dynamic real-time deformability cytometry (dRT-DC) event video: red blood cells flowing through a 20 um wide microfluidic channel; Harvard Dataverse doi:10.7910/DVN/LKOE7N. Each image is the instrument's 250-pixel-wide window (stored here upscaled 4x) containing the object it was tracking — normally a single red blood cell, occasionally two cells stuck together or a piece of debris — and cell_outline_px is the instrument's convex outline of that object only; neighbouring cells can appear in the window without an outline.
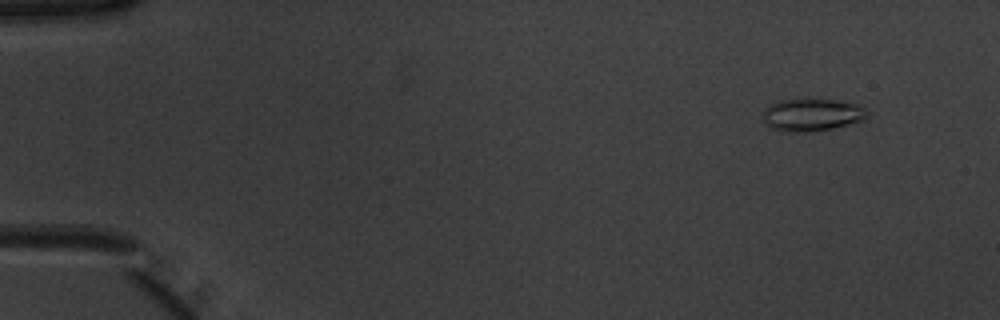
{"species": "common noctule bat (a hibernating species)", "species_latin": "Nyctalus noctula", "temperature_condition": "warm", "stored_images_in_passage": 51, "camera_frame_rate_fps": 3000, "um_per_image_px": 0.085, "animal": {"sex": "male", "body_mass_g": 20.1, "forearm_length_mm": 53.5}, "frame": {"image": 1, "passage_image": 4, "time_ms": 1.0, "image_size_px": [1000, 320], "cell_outline_px": [[868, 116], [864, 120], [832, 128], [804, 132], [788, 132], [772, 128], [764, 120], [764, 108], [768, 104], [776, 100], [836, 100], [856, 104], [864, 108], [868, 112]], "centroid_in_image_um": [69.01, 9.75], "position_along_channel_um": 16.0, "area_um2": 19.48}}
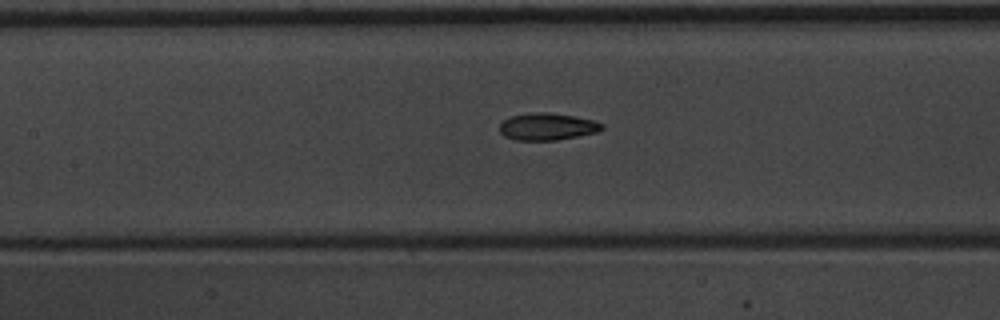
{"frame": {"image": 2, "passage_image": 24, "time_ms": 7.667, "image_size_px": [1000, 320], "cell_outline_px": [[604, 128], [596, 132], [556, 140], [516, 140], [504, 136], [500, 132], [500, 124], [504, 120], [512, 116], [532, 112], [548, 112], [596, 120], [604, 124]], "centroid_in_image_um": [46.53, 10.76], "position_along_channel_um": 160.9, "area_um2": 16.07}}
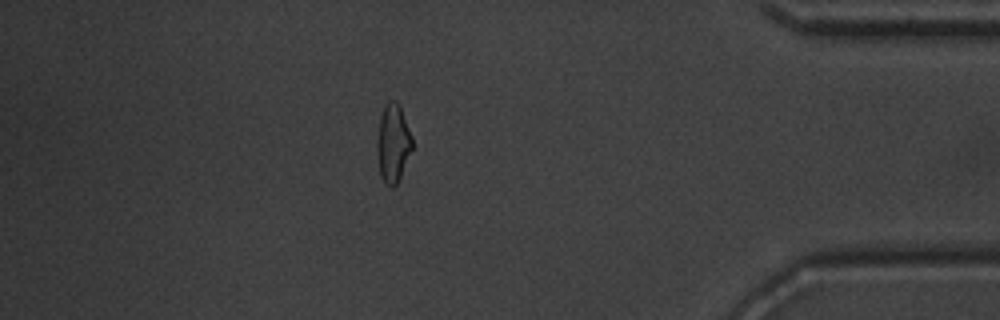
{"frame": {"image": 3, "passage_image": 45, "time_ms": 14.667, "image_size_px": [1000, 320], "cell_outline_px": [[412, 148], [400, 176], [396, 184], [392, 188], [380, 176], [376, 148], [376, 140], [380, 116], [384, 104], [388, 100], [396, 100], [400, 104], [412, 136]], "centroid_in_image_um": [33.39, 12.1], "position_along_channel_um": 401.8, "area_um2": 16.13}, "authors_computed_cell_mechanics": {"area_um2": 16.4152, "velocity_mm_per_s": 3.9407, "shape_relaxation_time_tau1_ms": 5.0577, "shape_relaxation_time_tau2_ms": 1.8087, "deformation_change_tau1": 0.1555, "deformation_change_tau2": 0.0817}}